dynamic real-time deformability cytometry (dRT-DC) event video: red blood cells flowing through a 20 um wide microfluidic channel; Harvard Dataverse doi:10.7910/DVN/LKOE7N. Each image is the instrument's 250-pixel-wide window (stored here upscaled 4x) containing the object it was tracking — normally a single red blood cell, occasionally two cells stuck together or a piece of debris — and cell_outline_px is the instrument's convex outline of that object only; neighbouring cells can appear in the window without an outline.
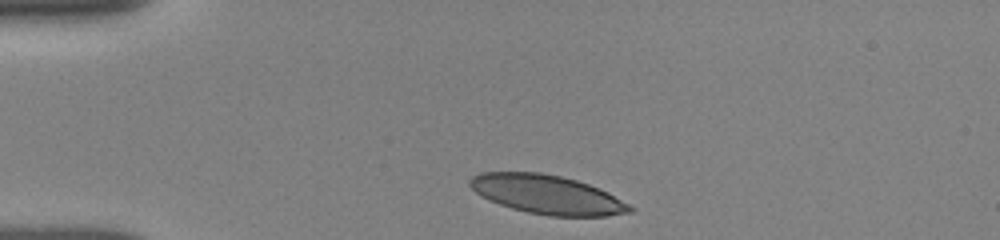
{"species": "human", "species_latin": "Homo sapiens", "temperature_condition": "room temperature", "stored_images_in_passage": 8, "camera_frame_rate_fps": 3000, "um_per_image_px": 0.085, "donor": {"sex": "female"}, "frame": {"image": 1, "passage_image": 1, "time_ms": 0.0, "image_size_px": [1000, 240], "cell_outline_px": [[636, 208], [632, 212], [608, 216], [548, 216], [528, 212], [512, 208], [488, 200], [480, 196], [468, 184], [468, 180], [472, 176], [480, 172], [540, 172], [560, 176], [576, 180], [600, 188], [608, 192]], "centroid_in_image_um": [46.51, 16.53], "position_along_channel_um": 38.5, "area_um2": 36.47}}
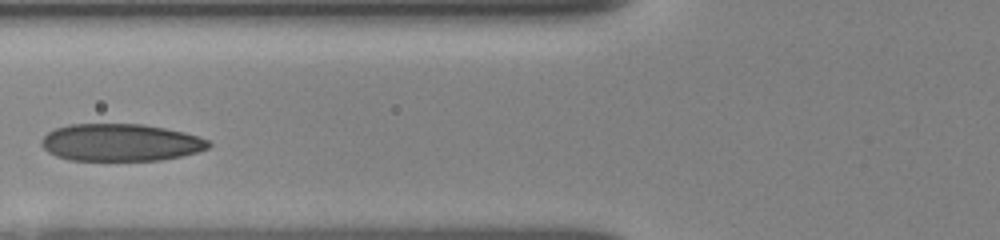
{"frame": {"image": 2, "passage_image": 5, "time_ms": 3.0, "image_size_px": [1000, 240], "cell_outline_px": [[212, 144], [208, 148], [196, 152], [180, 156], [160, 160], [68, 160], [56, 156], [48, 152], [40, 144], [40, 140], [48, 132], [56, 128], [68, 124], [140, 124], [164, 128], [184, 132], [208, 140]], "centroid_in_image_um": [10.21, 12.11], "position_along_channel_um": 115.6, "area_um2": 36.24}}
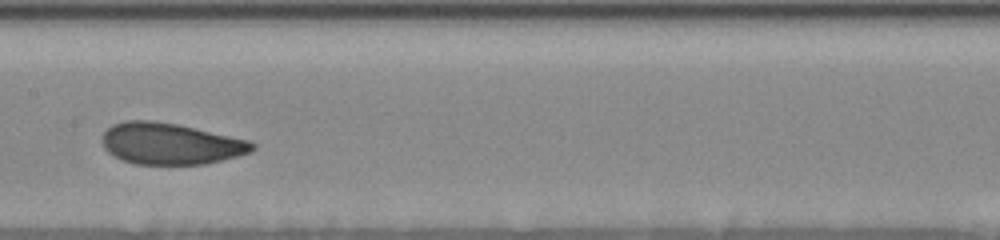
{"frame": {"image": 3, "passage_image": 7, "time_ms": 5.0, "image_size_px": [1000, 240], "cell_outline_px": [[256, 148], [252, 152], [240, 156], [204, 164], [136, 164], [120, 160], [112, 156], [104, 148], [100, 140], [100, 136], [112, 124], [124, 120], [152, 120], [176, 124], [252, 140], [256, 144]], "centroid_in_image_um": [14.49, 12.21], "position_along_channel_um": 192.9, "area_um2": 36.82}}